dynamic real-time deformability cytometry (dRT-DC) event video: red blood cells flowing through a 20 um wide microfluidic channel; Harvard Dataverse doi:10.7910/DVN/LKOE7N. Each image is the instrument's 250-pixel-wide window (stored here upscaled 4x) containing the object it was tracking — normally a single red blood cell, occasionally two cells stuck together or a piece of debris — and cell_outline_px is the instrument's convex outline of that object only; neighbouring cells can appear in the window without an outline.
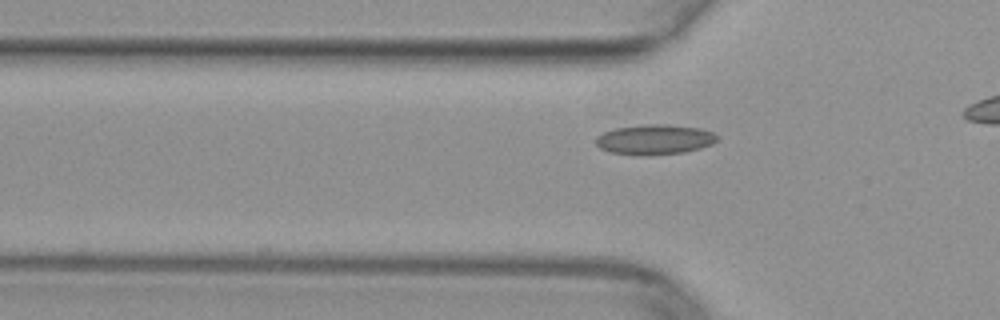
{"species": "common noctule bat (a hibernating species)", "species_latin": "Nyctalus noctula", "temperature_condition": "warm", "stored_images_in_passage": 34, "camera_frame_rate_fps": 3000, "um_per_image_px": 0.085, "animal": {"sex": "female", "body_mass_g": 29.2, "forearm_length_mm": 56.3}, "frame": {"image": 1, "passage_image": 9, "time_ms": 2.667, "image_size_px": [1000, 320], "cell_outline_px": [[720, 136], [712, 144], [700, 148], [684, 152], [608, 152], [600, 148], [596, 144], [596, 136], [604, 132], [616, 128], [644, 124], [668, 124], [700, 128], [712, 132]], "centroid_in_image_um": [55.68, 11.79], "position_along_channel_um": 70.1, "area_um2": 20.29}}
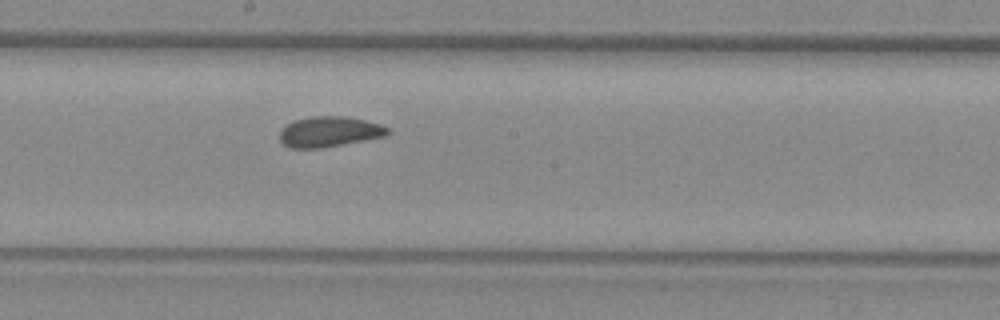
{"frame": {"image": 2, "passage_image": 20, "time_ms": 6.333, "image_size_px": [1000, 320], "cell_outline_px": [[392, 132], [384, 136], [320, 148], [292, 148], [284, 144], [280, 140], [280, 132], [288, 124], [296, 120], [312, 116], [344, 116], [364, 120], [380, 124], [388, 128]], "centroid_in_image_um": [28.0, 11.19], "position_along_channel_um": 220.2, "area_um2": 18.79}}
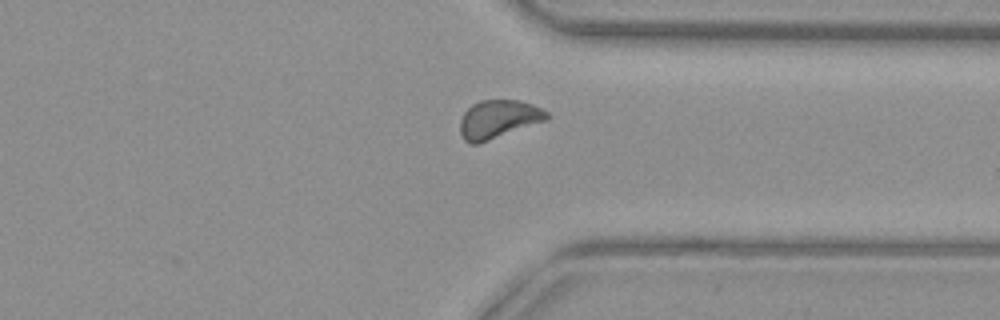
{"frame": {"image": 3, "passage_image": 31, "time_ms": 10.0, "image_size_px": [1000, 320], "cell_outline_px": [[552, 116], [548, 120], [480, 144], [468, 144], [464, 140], [460, 132], [460, 120], [464, 112], [472, 104], [480, 100], [520, 100], [544, 108]], "centroid_in_image_um": [42.4, 10.14], "position_along_channel_um": 369.0, "area_um2": 19.88}}